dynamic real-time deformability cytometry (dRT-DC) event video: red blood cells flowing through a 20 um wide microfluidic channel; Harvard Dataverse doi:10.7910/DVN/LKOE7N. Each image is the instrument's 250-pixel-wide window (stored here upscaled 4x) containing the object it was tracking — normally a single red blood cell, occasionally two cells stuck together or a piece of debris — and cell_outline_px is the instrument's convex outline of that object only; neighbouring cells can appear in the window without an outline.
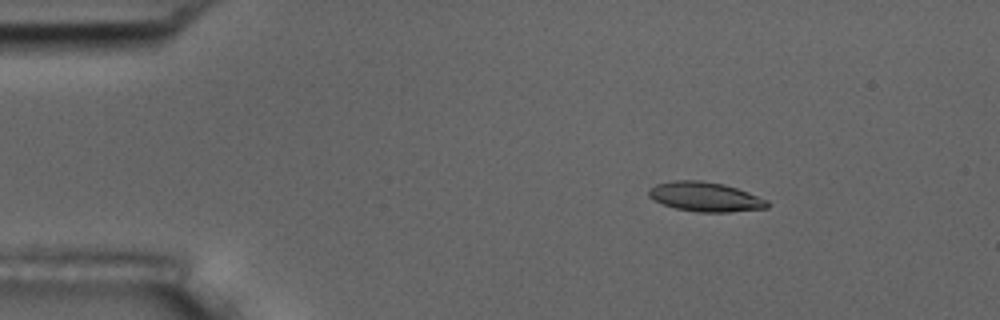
{"species": "common noctule bat (a hibernating species)", "species_latin": "Nyctalus noctula", "temperature_condition": "room temperature", "stored_images_in_passage": 7, "camera_frame_rate_fps": 3000, "um_per_image_px": 0.085, "animal": {"sex": "male", "body_mass_g": 17.5, "forearm_length_mm": 52.3}, "frame": {"image": 1, "passage_image": 3, "time_ms": 2.333, "image_size_px": [1000, 320], "cell_outline_px": [[772, 204], [768, 208], [728, 212], [700, 212], [676, 208], [664, 204], [648, 196], [648, 188], [656, 184], [676, 180], [700, 180], [724, 184], [748, 192], [768, 200]], "centroid_in_image_um": [59.98, 16.72], "position_along_channel_um": 25.0, "area_um2": 20.35}}
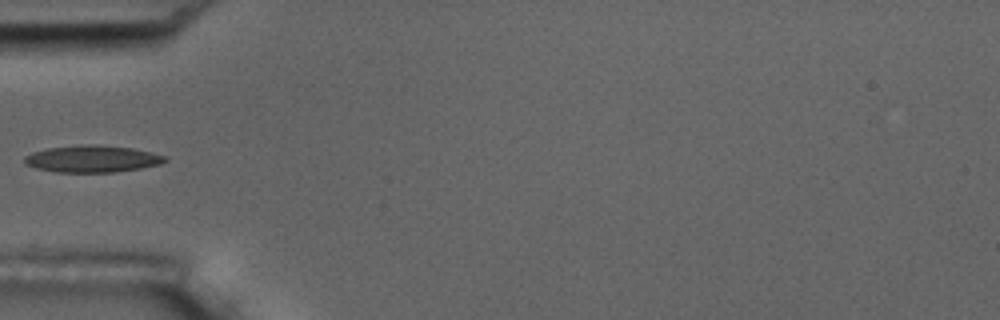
{"frame": {"image": 2, "passage_image": 6, "time_ms": 5.667, "image_size_px": [1000, 320], "cell_outline_px": [[168, 160], [160, 164], [140, 168], [112, 172], [56, 172], [36, 168], [24, 164], [24, 156], [32, 152], [48, 148], [88, 144], [96, 144], [132, 148], [164, 156]], "centroid_in_image_um": [7.79, 13.5], "position_along_channel_um": 77.2, "area_um2": 21.85}}